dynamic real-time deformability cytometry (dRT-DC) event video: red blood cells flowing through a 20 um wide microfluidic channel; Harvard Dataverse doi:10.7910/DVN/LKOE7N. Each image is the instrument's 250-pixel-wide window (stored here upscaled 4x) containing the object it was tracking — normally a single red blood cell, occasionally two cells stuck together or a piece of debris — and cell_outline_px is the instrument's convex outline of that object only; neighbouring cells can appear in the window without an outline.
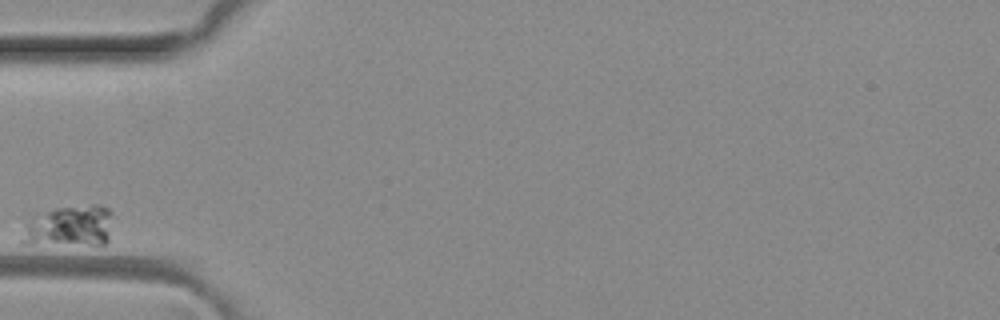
{"species": "common noctule bat (a hibernating species)", "species_latin": "Nyctalus noctula", "temperature_condition": "room temperature", "stored_images_in_passage": 1, "camera_frame_rate_fps": 3000, "um_per_image_px": 0.085, "animal": {"sex": "female", "body_mass_g": 29.2, "forearm_length_mm": 56.3}, "frame": {"image": 1, "passage_image": 1, "time_ms": 0.0, "image_size_px": [1000, 320], "cell_outline_px": [[112, 216], [108, 240], [104, 244], [20, 244], [20, 216], [28, 212], [56, 208], [92, 204], [100, 204], [108, 208], [112, 212]], "centroid_in_image_um": [5.68, 19.18], "position_along_channel_um": 79.3, "area_um2": 23.47}}